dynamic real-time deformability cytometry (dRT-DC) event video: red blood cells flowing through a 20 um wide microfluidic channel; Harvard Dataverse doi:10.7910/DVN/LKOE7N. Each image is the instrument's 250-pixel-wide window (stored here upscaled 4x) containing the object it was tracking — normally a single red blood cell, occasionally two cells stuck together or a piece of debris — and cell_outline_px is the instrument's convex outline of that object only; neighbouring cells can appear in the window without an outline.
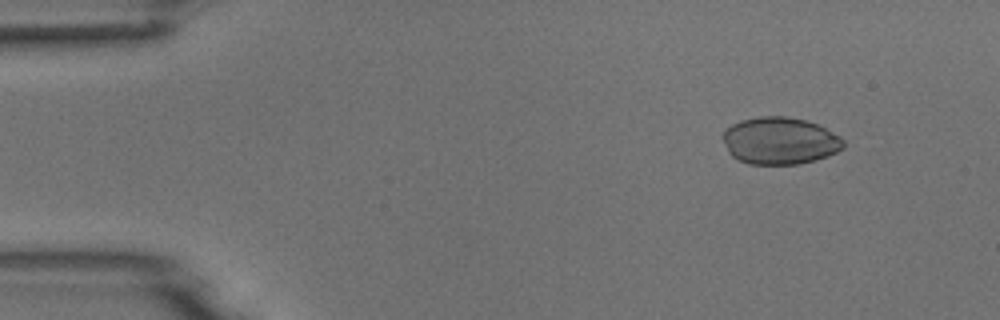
{"species": "common noctule bat (a hibernating species)", "species_latin": "Nyctalus noctula", "temperature_condition": "room temperature", "stored_images_in_passage": 4, "camera_frame_rate_fps": 3000, "um_per_image_px": 0.085, "animal": {"sex": "male", "body_mass_g": 18.8}, "frame": {"image": 1, "passage_image": 2, "time_ms": 0.333, "image_size_px": [1000, 320], "cell_outline_px": [[844, 148], [828, 156], [816, 160], [796, 164], [748, 164], [736, 160], [728, 152], [724, 140], [724, 132], [732, 124], [740, 120], [760, 116], [788, 116], [804, 120], [816, 124], [840, 136], [844, 140]], "centroid_in_image_um": [66.29, 11.97], "position_along_channel_um": 18.7, "area_um2": 33.12}}